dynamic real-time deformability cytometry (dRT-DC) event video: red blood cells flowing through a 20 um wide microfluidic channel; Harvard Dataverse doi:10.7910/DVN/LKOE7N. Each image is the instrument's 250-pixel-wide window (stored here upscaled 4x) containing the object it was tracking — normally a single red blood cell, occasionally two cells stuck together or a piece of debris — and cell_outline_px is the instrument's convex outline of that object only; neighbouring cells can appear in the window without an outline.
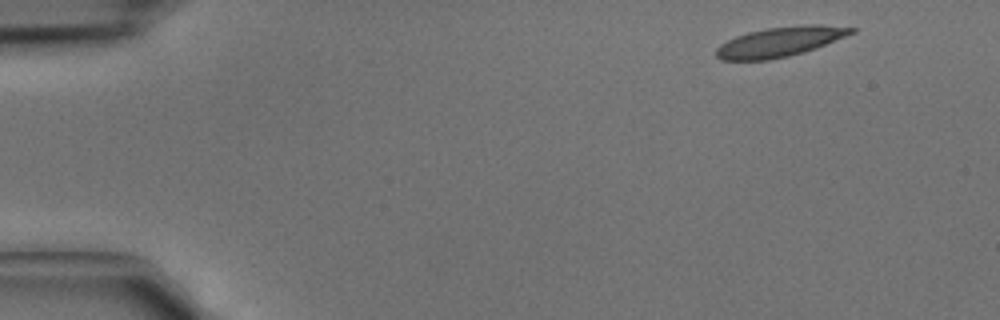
{"species": "common noctule bat (a hibernating species)", "species_latin": "Nyctalus noctula", "temperature_condition": "cold", "stored_images_in_passage": 4, "camera_frame_rate_fps": 3000, "um_per_image_px": 0.085, "animal": {"sex": "male", "body_mass_g": 15.6}, "frame": {"image": 1, "passage_image": 1, "time_ms": 0.0, "image_size_px": [1000, 320], "cell_outline_px": [[856, 32], [816, 48], [804, 52], [788, 56], [768, 60], [720, 60], [716, 56], [716, 48], [720, 44], [736, 36], [748, 32], [768, 28], [800, 24], [820, 24], [856, 28]], "centroid_in_image_um": [66.31, 3.54], "position_along_channel_um": 18.7, "area_um2": 23.52}}
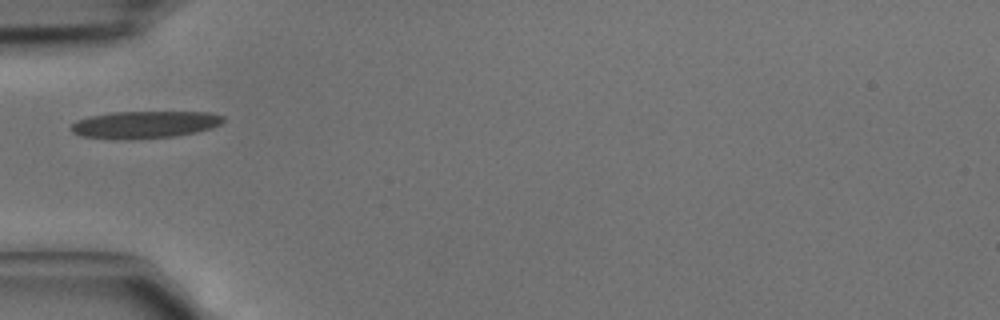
{"frame": {"image": 2, "passage_image": 4, "time_ms": 1.0, "image_size_px": [1000, 320], "cell_outline_px": [[224, 120], [220, 124], [212, 128], [196, 132], [176, 136], [128, 140], [116, 140], [80, 136], [72, 132], [68, 128], [76, 120], [88, 116], [112, 112], [212, 112], [224, 116]], "centroid_in_image_um": [12.25, 10.6], "position_along_channel_um": 72.7, "area_um2": 24.62}}